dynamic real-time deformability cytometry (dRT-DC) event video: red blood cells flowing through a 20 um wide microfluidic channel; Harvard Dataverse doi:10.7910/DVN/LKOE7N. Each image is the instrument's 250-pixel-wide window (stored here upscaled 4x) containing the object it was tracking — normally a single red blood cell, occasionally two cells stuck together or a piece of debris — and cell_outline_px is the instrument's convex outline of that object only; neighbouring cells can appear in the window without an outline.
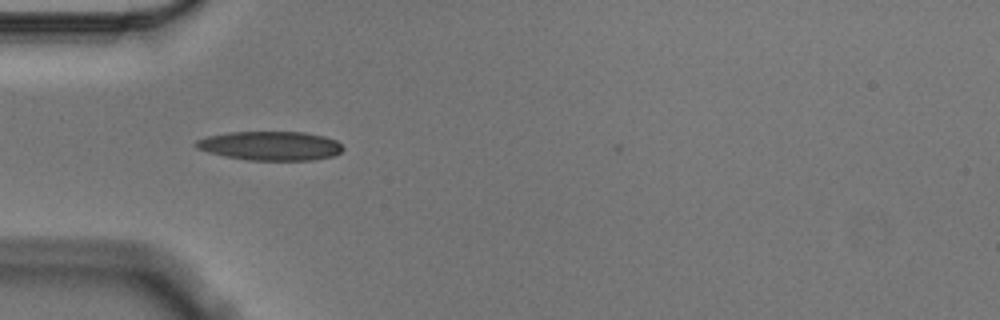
{"species": "Egyptian fruit bat (a non-hibernating species)", "species_latin": "Rousettus aegyptiacus", "temperature_condition": "cold", "stored_images_in_passage": 35, "camera_frame_rate_fps": 3000, "um_per_image_px": 0.085, "animal": {"sex": "male"}, "frame": {"image": 1, "passage_image": 3, "time_ms": 0.667, "image_size_px": [1000, 320], "cell_outline_px": [[344, 148], [340, 152], [332, 156], [312, 160], [248, 160], [224, 156], [208, 152], [196, 148], [192, 144], [196, 140], [208, 136], [228, 132], [304, 132], [324, 136], [336, 140]], "centroid_in_image_um": [22.95, 12.39], "position_along_channel_um": 62.1, "area_um2": 24.91}}
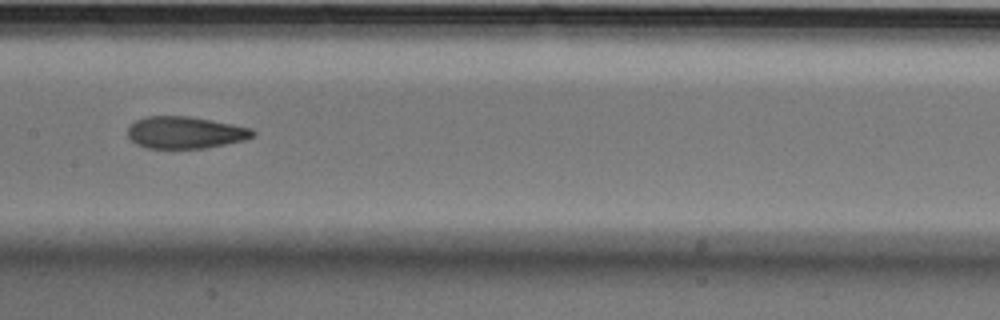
{"frame": {"image": 2, "passage_image": 14, "time_ms": 4.333, "image_size_px": [1000, 320], "cell_outline_px": [[256, 136], [244, 140], [208, 148], [144, 148], [136, 144], [128, 136], [128, 128], [136, 120], [148, 116], [188, 116], [212, 120], [252, 128], [256, 132]], "centroid_in_image_um": [15.77, 11.27], "position_along_channel_um": 191.6, "area_um2": 23.41}}
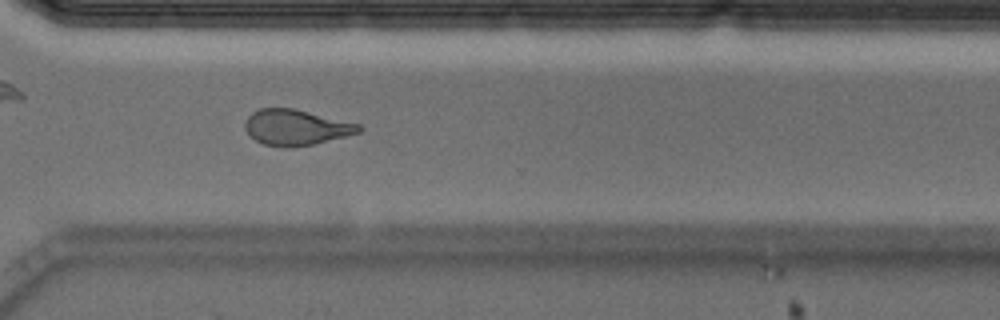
{"frame": {"image": 3, "passage_image": 27, "time_ms": 8.667, "image_size_px": [1000, 320], "cell_outline_px": [[364, 128], [360, 132], [312, 144], [292, 148], [280, 148], [264, 144], [248, 136], [244, 128], [244, 120], [252, 112], [260, 108], [292, 108], [360, 124]], "centroid_in_image_um": [25.1, 10.84], "position_along_channel_um": 345.5, "area_um2": 23.76}}